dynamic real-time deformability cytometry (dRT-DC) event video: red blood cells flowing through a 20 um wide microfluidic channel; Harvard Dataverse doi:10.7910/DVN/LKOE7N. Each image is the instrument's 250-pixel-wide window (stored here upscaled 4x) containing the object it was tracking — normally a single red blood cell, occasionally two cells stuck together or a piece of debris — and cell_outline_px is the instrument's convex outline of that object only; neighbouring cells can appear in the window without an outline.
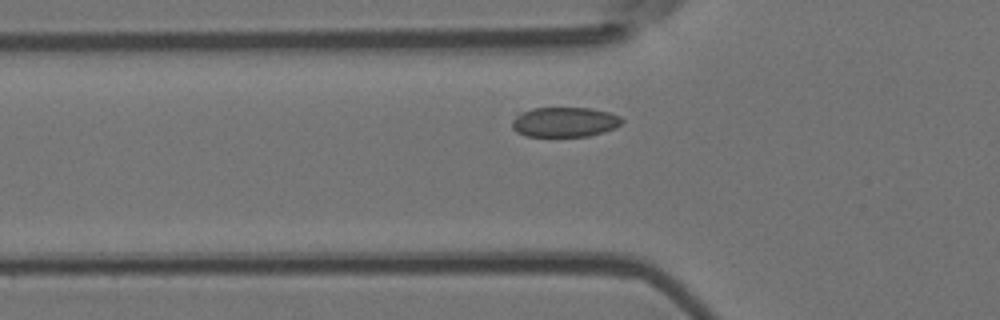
{"species": "Egyptian fruit bat (a non-hibernating species)", "species_latin": "Rousettus aegyptiacus", "temperature_condition": "room temperature", "stored_images_in_passage": 39, "camera_frame_rate_fps": 3000, "um_per_image_px": 0.085, "animal": {"sex": "female"}, "frame": {"image": 1, "passage_image": 3, "time_ms": 0.667, "image_size_px": [1000, 320], "cell_outline_px": [[624, 120], [620, 124], [604, 132], [588, 136], [524, 136], [516, 132], [512, 128], [512, 120], [516, 116], [532, 108], [592, 108], [608, 112], [620, 116]], "centroid_in_image_um": [47.98, 10.37], "position_along_channel_um": 77.8, "area_um2": 19.02}}
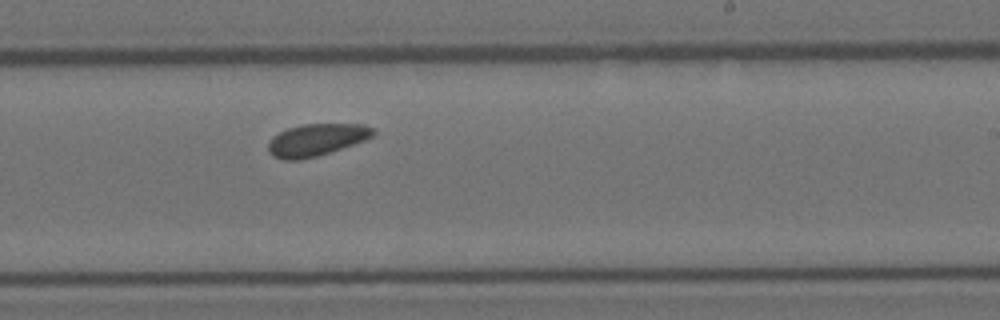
{"frame": {"image": 2, "passage_image": 18, "time_ms": 5.667, "image_size_px": [1000, 320], "cell_outline_px": [[376, 132], [372, 136], [364, 140], [316, 156], [300, 160], [280, 160], [272, 156], [268, 152], [268, 144], [272, 136], [288, 128], [304, 124], [364, 124], [372, 128]], "centroid_in_image_um": [26.84, 11.89], "position_along_channel_um": 262.2, "area_um2": 19.48}}
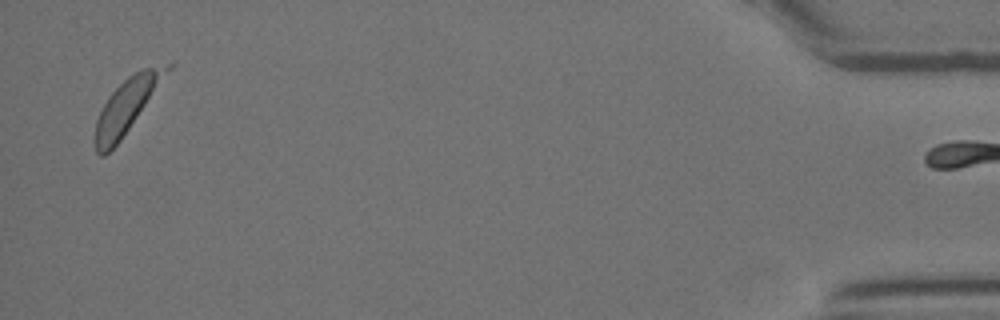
{"frame": {"image": 3, "passage_image": 38, "time_ms": 12.333, "image_size_px": [1000, 320], "cell_outline_px": [[176, 64], [120, 140], [104, 156], [100, 156], [96, 152], [96, 120], [108, 96], [128, 76], [140, 68], [172, 60], [176, 60]], "centroid_in_image_um": [10.89, 8.84], "position_along_channel_um": 424.3, "area_um2": 22.77}}